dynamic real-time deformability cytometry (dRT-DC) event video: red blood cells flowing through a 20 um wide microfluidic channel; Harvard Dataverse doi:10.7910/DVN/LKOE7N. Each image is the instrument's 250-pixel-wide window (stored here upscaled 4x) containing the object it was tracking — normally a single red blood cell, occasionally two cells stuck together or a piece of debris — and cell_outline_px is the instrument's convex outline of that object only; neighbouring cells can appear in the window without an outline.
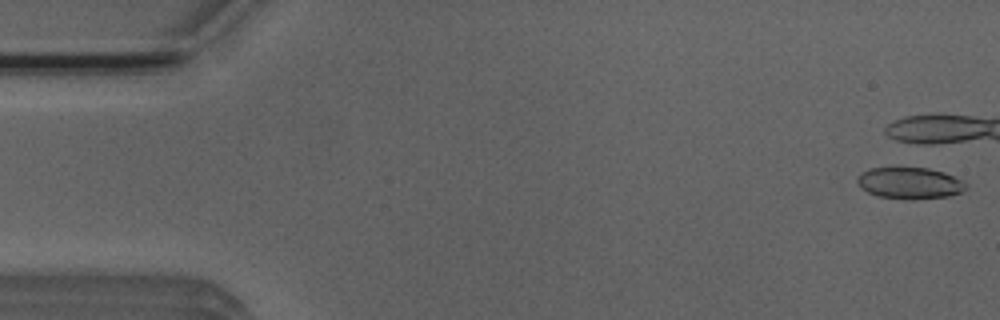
{"species": "Egyptian fruit bat (a non-hibernating species)", "species_latin": "Rousettus aegyptiacus", "temperature_condition": "room temperature", "stored_images_in_passage": 4, "camera_frame_rate_fps": 3000, "um_per_image_px": 0.085, "animal": {"sex": "male"}, "frame": {"image": 1, "passage_image": 1, "time_ms": 0.0, "image_size_px": [1000, 320], "cell_outline_px": [[968, 188], [960, 192], [948, 196], [880, 196], [868, 192], [860, 188], [856, 180], [856, 176], [860, 172], [868, 168], [928, 168], [944, 172], [968, 184]], "centroid_in_image_um": [77.28, 15.5], "position_along_channel_um": 7.7, "area_um2": 19.02}}